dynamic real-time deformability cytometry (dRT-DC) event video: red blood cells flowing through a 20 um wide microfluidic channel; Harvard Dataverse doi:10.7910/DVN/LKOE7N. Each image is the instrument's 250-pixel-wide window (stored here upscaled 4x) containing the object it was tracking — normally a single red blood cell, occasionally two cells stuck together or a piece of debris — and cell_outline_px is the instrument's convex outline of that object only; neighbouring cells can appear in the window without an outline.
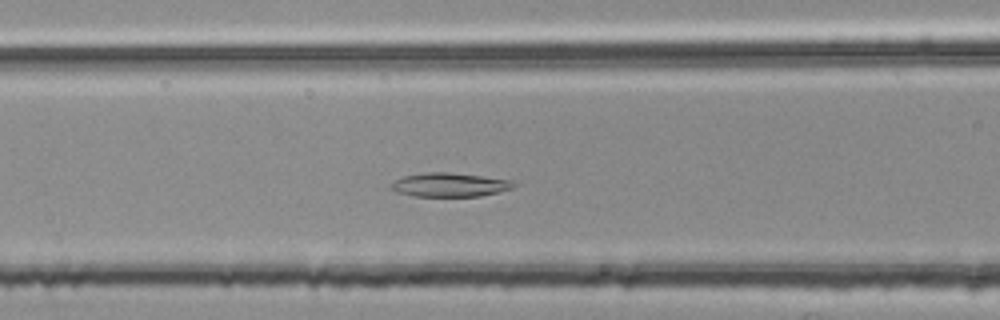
{"species": "common noctule bat (a hibernating species)", "species_latin": "Nyctalus noctula", "temperature_condition": "room temperature", "stored_images_in_passage": 51, "camera_frame_rate_fps": 3000, "um_per_image_px": 0.085, "animal": {"sex": "female", "body_mass_g": 25.1}, "frame": {"image": 1, "passage_image": 20, "time_ms": 6.333, "image_size_px": [1000, 320], "cell_outline_px": [[520, 184], [512, 188], [480, 196], [412, 196], [396, 192], [392, 188], [392, 184], [396, 180], [404, 176], [428, 172], [448, 172], [516, 180]], "centroid_in_image_um": [38.3, 15.7], "position_along_channel_um": 128.3, "area_um2": 17.05}}
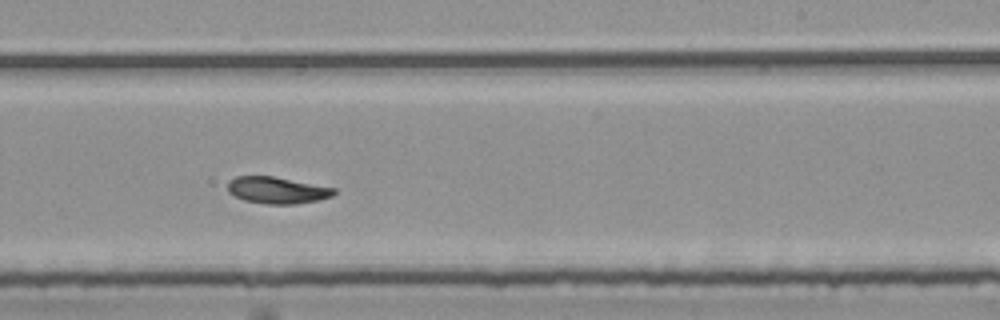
{"frame": {"image": 2, "passage_image": 31, "time_ms": 10.0, "image_size_px": [1000, 320], "cell_outline_px": [[336, 192], [332, 196], [320, 200], [296, 204], [264, 204], [244, 200], [228, 192], [228, 180], [236, 176], [272, 176], [336, 188]], "centroid_in_image_um": [23.56, 16.17], "position_along_channel_um": 265.4, "area_um2": 16.59}}
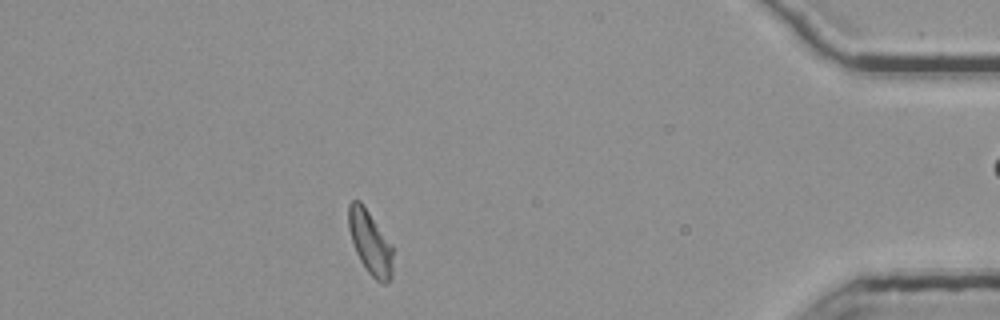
{"frame": {"image": 3, "passage_image": 46, "time_ms": 15.0, "image_size_px": [1000, 320], "cell_outline_px": [[392, 276], [388, 284], [380, 284], [368, 272], [360, 260], [356, 252], [348, 228], [348, 204], [352, 200], [360, 200], [392, 244]], "centroid_in_image_um": [31.47, 20.63], "position_along_channel_um": 403.7, "area_um2": 16.53}, "authors_computed_cell_mechanics": {"area_um2": 17.051, "velocity_mm_per_s": 3.7579, "shape_relaxation_time_tau1_ms": null, "shape_relaxation_time_tau2_ms": 6.4482, "deformation_change_tau1": null, "deformation_change_tau2": 0.1074}}